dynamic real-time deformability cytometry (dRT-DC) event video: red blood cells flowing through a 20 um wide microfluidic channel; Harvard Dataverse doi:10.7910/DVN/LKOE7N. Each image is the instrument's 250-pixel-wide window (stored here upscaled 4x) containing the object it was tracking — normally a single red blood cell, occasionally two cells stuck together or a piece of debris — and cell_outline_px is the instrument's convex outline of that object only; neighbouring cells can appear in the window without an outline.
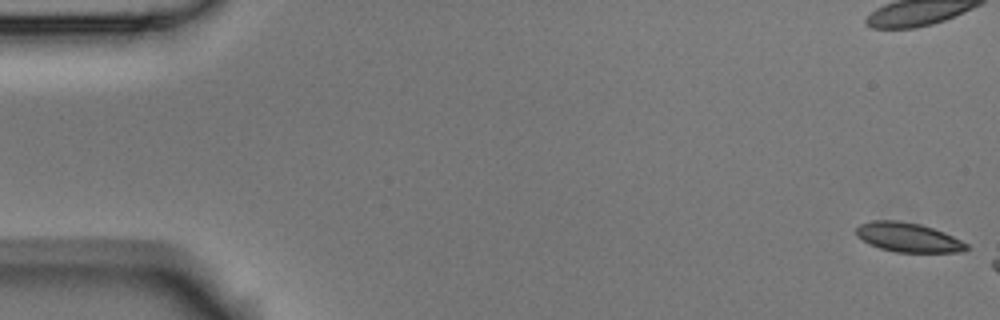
{"species": "Egyptian fruit bat (a non-hibernating species)", "species_latin": "Rousettus aegyptiacus", "temperature_condition": "room temperature", "stored_images_in_passage": 12, "camera_frame_rate_fps": 3000, "um_per_image_px": 0.085, "animal": {"sex": "male"}, "frame": {"image": 1, "passage_image": 1, "time_ms": 0.0, "image_size_px": [1000, 320], "cell_outline_px": [[968, 248], [960, 252], [896, 252], [880, 248], [868, 244], [856, 236], [856, 228], [860, 224], [872, 220], [900, 220], [920, 224], [944, 232], [968, 244]], "centroid_in_image_um": [77.15, 20.17], "position_along_channel_um": 7.8, "area_um2": 18.84}}